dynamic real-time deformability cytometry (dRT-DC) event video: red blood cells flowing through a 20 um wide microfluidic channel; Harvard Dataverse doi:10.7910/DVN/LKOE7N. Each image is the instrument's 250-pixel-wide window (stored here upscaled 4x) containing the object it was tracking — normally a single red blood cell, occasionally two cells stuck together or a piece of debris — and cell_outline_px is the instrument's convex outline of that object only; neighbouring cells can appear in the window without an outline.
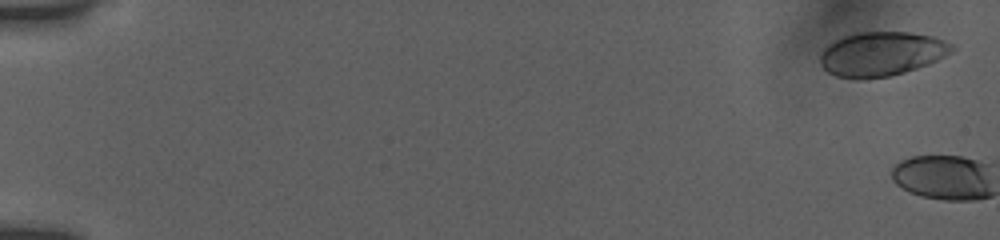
{"species": "human", "species_latin": "Homo sapiens", "temperature_condition": "room temperature", "stored_images_in_passage": 2, "camera_frame_rate_fps": 3000, "um_per_image_px": 0.085, "donor": {"sex": "female"}, "frame": {"image": 1, "passage_image": 1, "time_ms": 0.0, "image_size_px": [1000, 240], "cell_outline_px": [[956, 48], [952, 52], [928, 64], [904, 72], [888, 76], [836, 76], [828, 72], [820, 64], [820, 56], [824, 48], [828, 44], [844, 36], [860, 32], [908, 32], [932, 36], [944, 40], [952, 44]], "centroid_in_image_um": [74.96, 4.54], "position_along_channel_um": 10.0, "area_um2": 33.18}}